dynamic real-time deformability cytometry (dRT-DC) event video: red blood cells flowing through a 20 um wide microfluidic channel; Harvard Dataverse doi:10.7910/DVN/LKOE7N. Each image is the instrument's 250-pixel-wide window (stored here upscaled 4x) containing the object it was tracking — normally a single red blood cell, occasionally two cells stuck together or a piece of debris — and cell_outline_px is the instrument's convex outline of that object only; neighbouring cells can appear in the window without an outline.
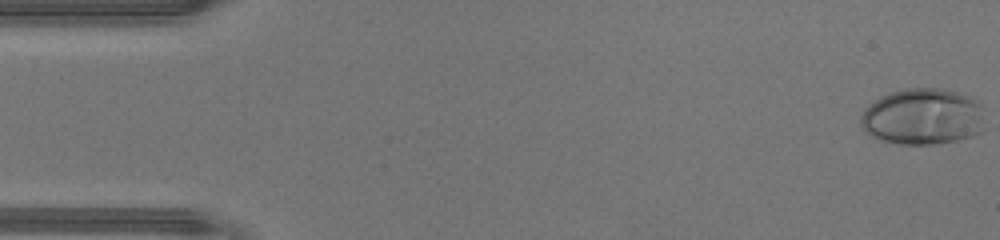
{"species": "human", "species_latin": "Homo sapiens", "temperature_condition": "warm", "stored_images_in_passage": 44, "camera_frame_rate_fps": 3000, "um_per_image_px": 0.085, "donor": {"sex": "male"}, "frame": {"image": 1, "passage_image": 1, "time_ms": 0.0, "image_size_px": [1000, 240], "cell_outline_px": [[984, 132], [972, 136], [956, 140], [932, 144], [896, 144], [880, 140], [864, 132], [860, 124], [860, 116], [864, 108], [880, 96], [904, 88], [940, 88], [956, 92], [968, 96], [976, 100], [980, 104]], "centroid_in_image_um": [78.4, 9.92], "position_along_channel_um": 6.6, "area_um2": 41.04}}
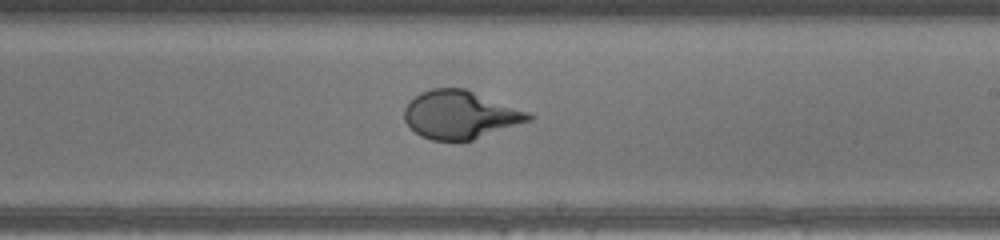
{"frame": {"image": 2, "passage_image": 26, "time_ms": 8.333, "image_size_px": [1000, 240], "cell_outline_px": [[536, 116], [532, 120], [472, 140], [432, 140], [420, 136], [404, 120], [404, 108], [408, 100], [420, 92], [432, 88], [464, 88], [532, 112]], "centroid_in_image_um": [39.14, 9.74], "position_along_channel_um": 249.9, "area_um2": 35.08}}
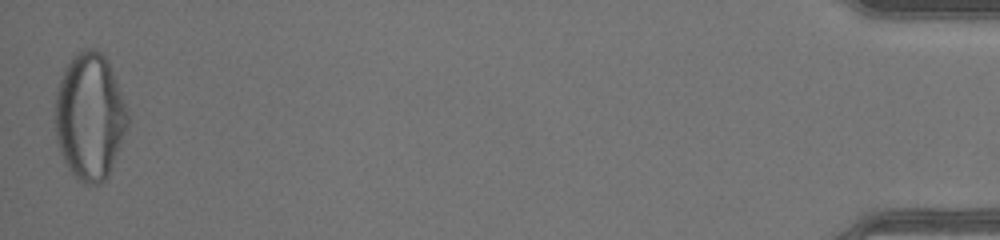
{"frame": {"image": 3, "passage_image": 44, "time_ms": 14.333, "image_size_px": [1000, 240], "cell_outline_px": [[128, 124], [108, 176], [104, 180], [96, 184], [88, 184], [76, 180], [68, 168], [60, 152], [56, 140], [56, 92], [60, 80], [72, 56], [76, 52], [84, 48], [96, 48], [108, 60], [128, 112]], "centroid_in_image_um": [7.62, 9.9], "position_along_channel_um": 427.6, "area_um2": 53.18}}